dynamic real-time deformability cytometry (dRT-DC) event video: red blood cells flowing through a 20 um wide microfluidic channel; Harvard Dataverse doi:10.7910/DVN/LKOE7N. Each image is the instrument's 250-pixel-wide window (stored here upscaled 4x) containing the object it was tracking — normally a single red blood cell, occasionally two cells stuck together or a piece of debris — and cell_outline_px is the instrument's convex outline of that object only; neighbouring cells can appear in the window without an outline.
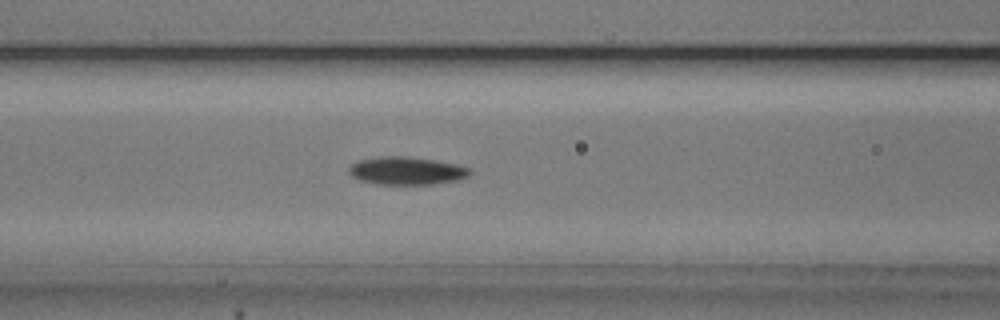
{"species": "common noctule bat (a hibernating species)", "species_latin": "Nyctalus noctula", "temperature_condition": "cold", "stored_images_in_passage": 53, "camera_frame_rate_fps": 3000, "um_per_image_px": 0.085, "animal": {"sex": "male", "body_mass_g": 20.5, "forearm_length_mm": 52.5}, "frame": {"image": 1, "passage_image": 21, "time_ms": 6.667, "image_size_px": [1000, 320], "cell_outline_px": [[472, 172], [468, 176], [456, 180], [432, 184], [380, 184], [360, 180], [352, 176], [348, 172], [348, 168], [356, 160], [380, 156], [408, 156], [456, 164], [468, 168]], "centroid_in_image_um": [34.51, 14.5], "position_along_channel_um": 132.1, "area_um2": 19.54}}
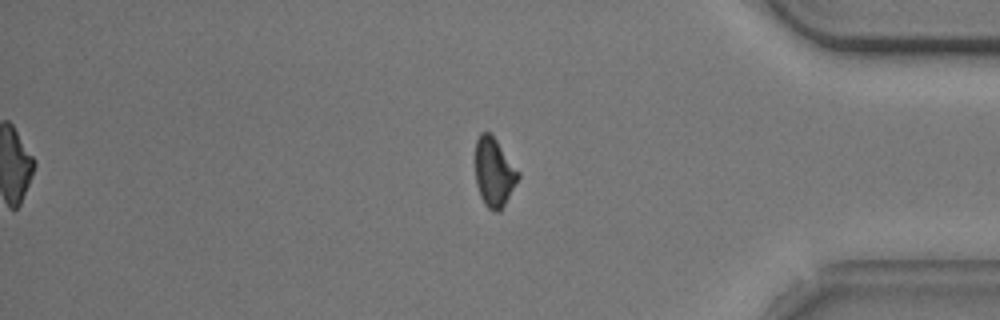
{"frame": {"image": 2, "passage_image": 44, "time_ms": 14.333, "image_size_px": [1000, 320], "cell_outline_px": [[520, 176], [500, 212], [496, 212], [488, 208], [484, 204], [480, 196], [476, 184], [476, 140], [480, 132], [488, 132], [496, 140], [520, 172]], "centroid_in_image_um": [41.99, 14.66], "position_along_channel_um": 393.2, "area_um2": 17.05}}
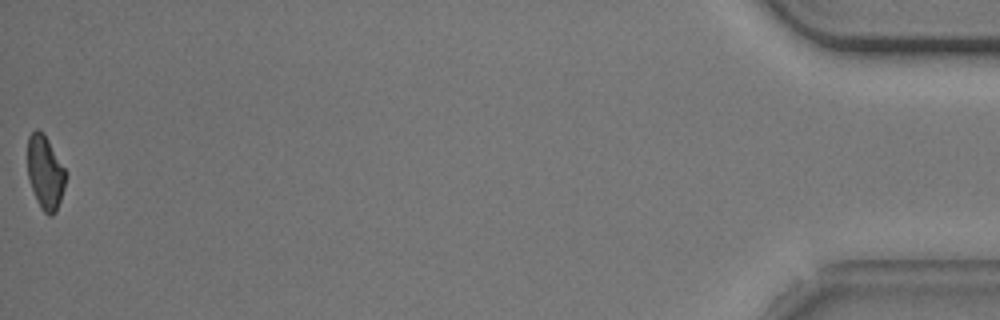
{"frame": {"image": 3, "passage_image": 53, "time_ms": 17.333, "image_size_px": [1000, 320], "cell_outline_px": [[68, 176], [56, 212], [52, 216], [48, 216], [40, 208], [36, 200], [28, 176], [28, 136], [36, 128], [44, 132], [68, 172]], "centroid_in_image_um": [3.87, 14.65], "position_along_channel_um": 431.3, "area_um2": 16.76}, "authors_computed_cell_mechanics": {"area_um2": 18.3804, "velocity_mm_per_s": 3.7367, "shape_relaxation_time_tau1_ms": 2.5519, "shape_relaxation_time_tau2_ms": null, "deformation_change_tau1": 0.1103, "deformation_change_tau2": null}}